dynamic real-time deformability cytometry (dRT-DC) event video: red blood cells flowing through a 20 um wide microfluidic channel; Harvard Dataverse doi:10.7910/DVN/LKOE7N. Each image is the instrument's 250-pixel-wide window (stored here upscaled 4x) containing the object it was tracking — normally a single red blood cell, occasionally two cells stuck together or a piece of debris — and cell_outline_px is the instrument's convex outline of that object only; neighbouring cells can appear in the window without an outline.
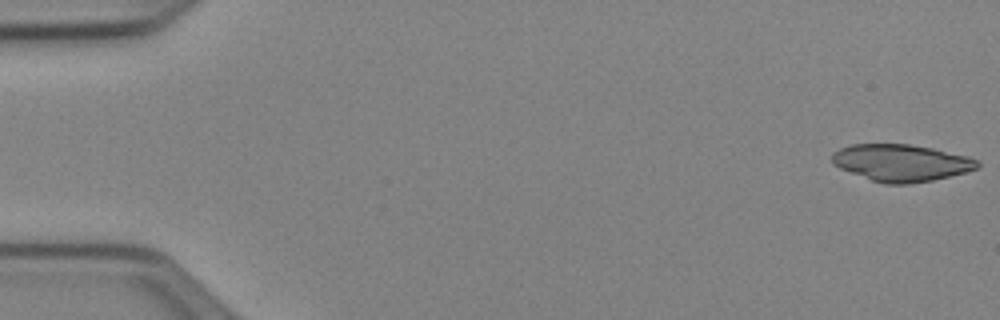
{"species": "Egyptian fruit bat (a non-hibernating species)", "species_latin": "Rousettus aegyptiacus", "temperature_condition": "cold", "stored_images_in_passage": 14, "camera_frame_rate_fps": 3000, "um_per_image_px": 0.085, "animal": {"sex": "female"}, "frame": {"image": 1, "passage_image": 1, "time_ms": 0.0, "image_size_px": [1000, 320], "cell_outline_px": [[980, 168], [932, 180], [908, 184], [884, 184], [872, 180], [840, 168], [832, 164], [832, 152], [840, 148], [852, 144], [908, 144], [932, 148], [968, 156], [980, 160]], "centroid_in_image_um": [76.61, 13.83], "position_along_channel_um": 8.4, "area_um2": 31.27}}
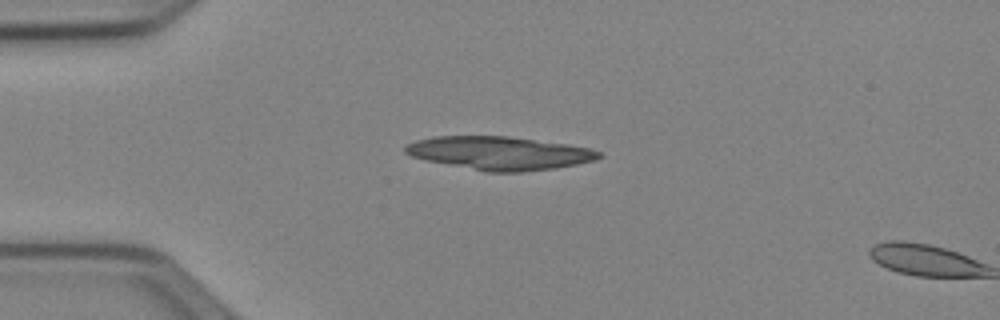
{"frame": {"image": 2, "passage_image": 13, "time_ms": 4.0, "image_size_px": [1000, 320], "cell_outline_px": [[604, 156], [596, 160], [556, 168], [524, 172], [484, 172], [428, 160], [412, 156], [404, 152], [404, 148], [408, 144], [416, 140], [436, 136], [508, 136], [568, 144], [588, 148], [600, 152]], "centroid_in_image_um": [42.49, 13.02], "position_along_channel_um": 42.5, "area_um2": 37.51}}